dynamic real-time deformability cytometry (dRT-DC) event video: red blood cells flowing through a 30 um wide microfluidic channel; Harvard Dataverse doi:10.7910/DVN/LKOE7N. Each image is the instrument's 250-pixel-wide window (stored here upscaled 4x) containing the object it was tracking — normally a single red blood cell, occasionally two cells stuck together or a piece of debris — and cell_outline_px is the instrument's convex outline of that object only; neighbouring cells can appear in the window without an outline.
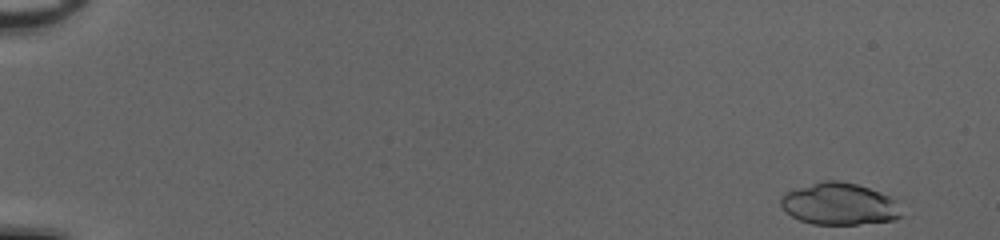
{"species": "common noctule bat (a hibernating species)", "species_latin": "Nyctalus noctula", "temperature_condition": "cold", "stored_images_in_passage": 50, "camera_frame_rate_fps": 3000, "um_per_image_px": 0.085, "animal": {"sex": "female", "body_mass_g": 20.0, "forearm_length_mm": 54.0}, "frame": {"image": 1, "passage_image": 1, "time_ms": 0.0, "image_size_px": [1000, 240], "cell_outline_px": [[904, 216], [896, 220], [856, 224], [812, 224], [800, 220], [784, 212], [780, 204], [780, 200], [784, 192], [820, 180], [840, 180], [856, 184], [880, 192], [896, 200]], "centroid_in_image_um": [71.33, 17.33], "position_along_channel_um": 13.7, "area_um2": 29.82}}
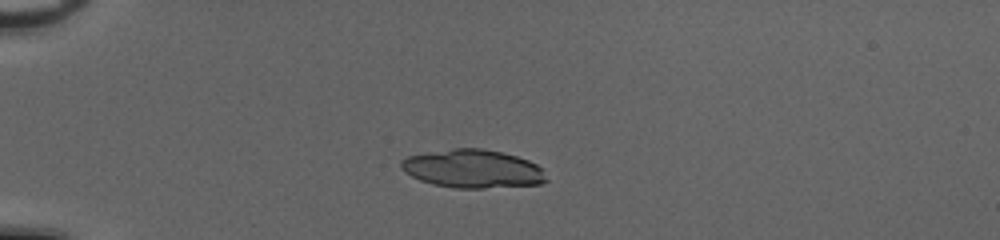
{"frame": {"image": 2, "passage_image": 13, "time_ms": 4.0, "image_size_px": [1000, 240], "cell_outline_px": [[548, 180], [540, 184], [484, 188], [456, 188], [432, 184], [420, 180], [404, 172], [400, 168], [400, 160], [408, 156], [456, 148], [480, 148], [504, 152], [528, 160], [544, 168]], "centroid_in_image_um": [40.21, 14.35], "position_along_channel_um": 44.8, "area_um2": 32.54}}